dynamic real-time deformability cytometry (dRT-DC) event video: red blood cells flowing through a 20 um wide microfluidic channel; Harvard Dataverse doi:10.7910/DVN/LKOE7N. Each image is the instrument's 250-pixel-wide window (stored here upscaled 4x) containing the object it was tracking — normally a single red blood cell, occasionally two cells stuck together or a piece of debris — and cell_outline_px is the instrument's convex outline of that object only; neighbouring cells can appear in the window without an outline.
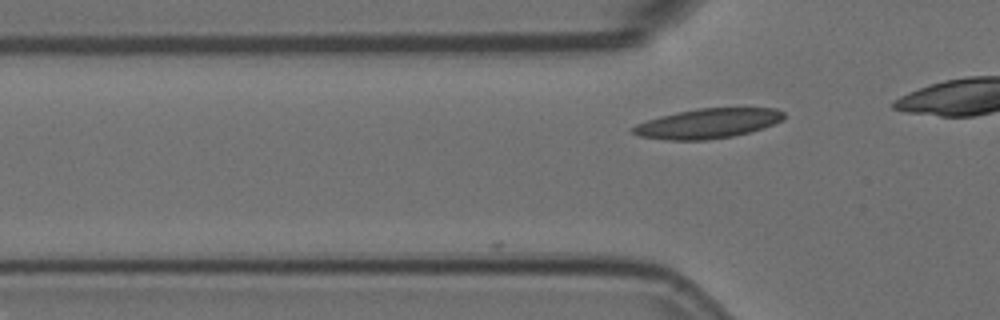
{"species": "Egyptian fruit bat (a non-hibernating species)", "species_latin": "Rousettus aegyptiacus", "temperature_condition": "room temperature", "stored_images_in_passage": 2, "camera_frame_rate_fps": 3000, "um_per_image_px": 0.085, "animal": {"sex": "female"}, "frame": {"image": 1, "passage_image": 2, "time_ms": 0.333, "image_size_px": [1000, 320], "cell_outline_px": [[784, 116], [780, 120], [772, 124], [748, 132], [732, 136], [704, 140], [664, 140], [640, 136], [632, 132], [628, 128], [636, 124], [660, 116], [676, 112], [700, 108], [776, 108], [784, 112]], "centroid_in_image_um": [60.09, 10.49], "position_along_channel_um": 65.7, "area_um2": 25.95}}